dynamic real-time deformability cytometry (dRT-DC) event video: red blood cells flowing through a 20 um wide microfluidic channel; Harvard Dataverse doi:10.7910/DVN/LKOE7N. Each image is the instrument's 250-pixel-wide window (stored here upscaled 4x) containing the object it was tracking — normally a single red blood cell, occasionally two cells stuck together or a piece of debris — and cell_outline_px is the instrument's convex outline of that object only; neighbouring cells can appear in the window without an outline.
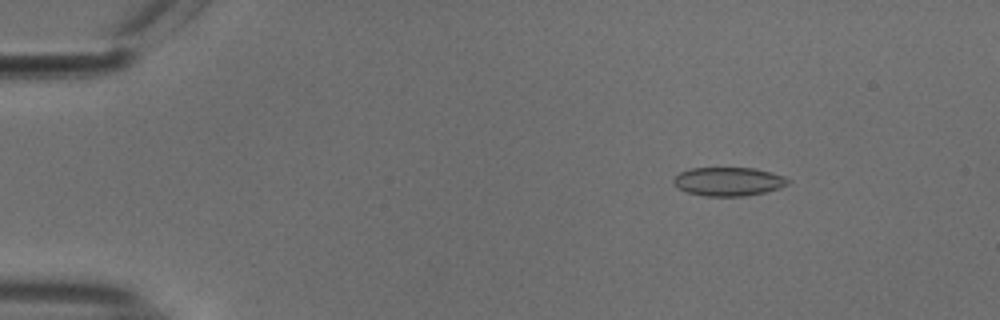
{"species": "common noctule bat (a hibernating species)", "species_latin": "Nyctalus noctula", "temperature_condition": "cold", "stored_images_in_passage": 54, "camera_frame_rate_fps": 3000, "um_per_image_px": 0.085, "animal": {"sex": "male", "body_mass_g": 18.8}, "frame": {"image": 1, "passage_image": 8, "time_ms": 2.333, "image_size_px": [1000, 320], "cell_outline_px": [[792, 180], [788, 184], [780, 188], [764, 192], [744, 196], [704, 196], [688, 192], [680, 188], [672, 180], [680, 172], [692, 168], [756, 168], [784, 176]], "centroid_in_image_um": [61.97, 15.42], "position_along_channel_um": 23.0, "area_um2": 19.02}}
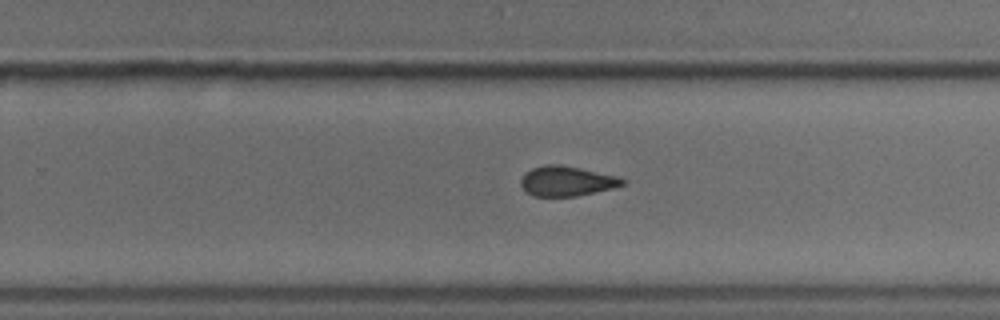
{"frame": {"image": 2, "passage_image": 35, "time_ms": 11.333, "image_size_px": [1000, 320], "cell_outline_px": [[628, 180], [624, 184], [612, 188], [576, 196], [532, 196], [524, 192], [520, 184], [520, 180], [532, 168], [548, 164], [560, 164], [620, 176]], "centroid_in_image_um": [48.19, 15.39], "position_along_channel_um": 281.6, "area_um2": 17.8}}
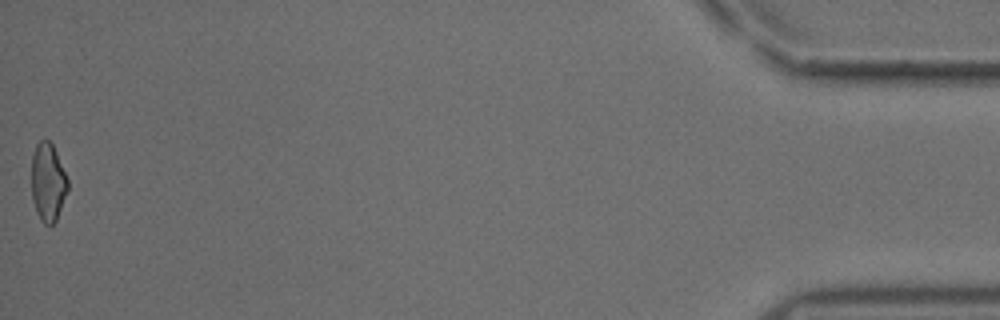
{"frame": {"image": 3, "passage_image": 54, "time_ms": 17.667, "image_size_px": [1000, 320], "cell_outline_px": [[68, 188], [56, 220], [52, 224], [44, 224], [40, 220], [36, 212], [32, 200], [32, 156], [36, 144], [40, 140], [48, 140], [52, 144], [56, 152], [68, 180]], "centroid_in_image_um": [4.06, 15.49], "position_along_channel_um": 431.1, "area_um2": 16.36}, "authors_computed_cell_mechanics": {"area_um2": 18.6116, "velocity_mm_per_s": 3.7912, "shape_relaxation_time_tau1_ms": null, "shape_relaxation_time_tau2_ms": 3.0761, "deformation_change_tau1": null, "deformation_change_tau2": 0.0827}}